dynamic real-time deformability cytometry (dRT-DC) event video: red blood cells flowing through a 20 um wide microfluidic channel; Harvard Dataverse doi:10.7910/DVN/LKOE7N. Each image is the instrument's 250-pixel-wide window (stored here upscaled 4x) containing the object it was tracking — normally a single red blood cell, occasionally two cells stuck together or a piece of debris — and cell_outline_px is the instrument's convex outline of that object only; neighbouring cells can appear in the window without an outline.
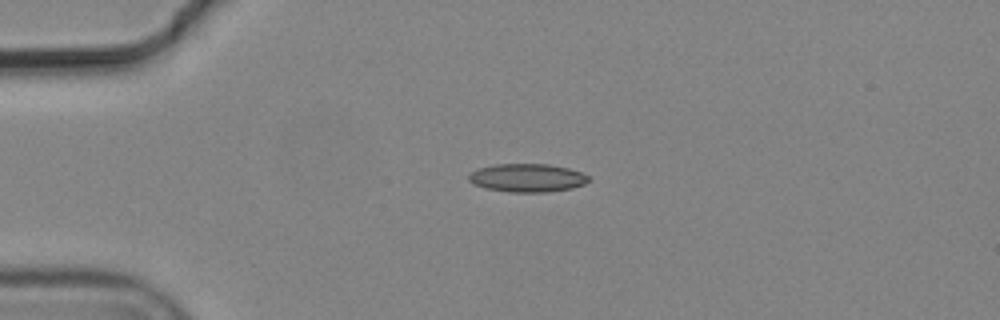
{"species": "common noctule bat (a hibernating species)", "species_latin": "Nyctalus noctula", "temperature_condition": "cold", "stored_images_in_passage": 5, "camera_frame_rate_fps": 3000, "um_per_image_px": 0.085, "animal": {"sex": "male", "body_mass_g": 19.2, "forearm_length_mm": 51.8}, "frame": {"image": 1, "passage_image": 5, "time_ms": 1.333, "image_size_px": [1000, 320], "cell_outline_px": [[588, 180], [584, 184], [572, 188], [548, 192], [508, 192], [484, 188], [472, 184], [468, 180], [468, 176], [472, 172], [480, 168], [496, 164], [548, 164], [568, 168], [580, 172], [588, 176]], "centroid_in_image_um": [44.79, 15.12], "position_along_channel_um": 40.2, "area_um2": 19.71}}